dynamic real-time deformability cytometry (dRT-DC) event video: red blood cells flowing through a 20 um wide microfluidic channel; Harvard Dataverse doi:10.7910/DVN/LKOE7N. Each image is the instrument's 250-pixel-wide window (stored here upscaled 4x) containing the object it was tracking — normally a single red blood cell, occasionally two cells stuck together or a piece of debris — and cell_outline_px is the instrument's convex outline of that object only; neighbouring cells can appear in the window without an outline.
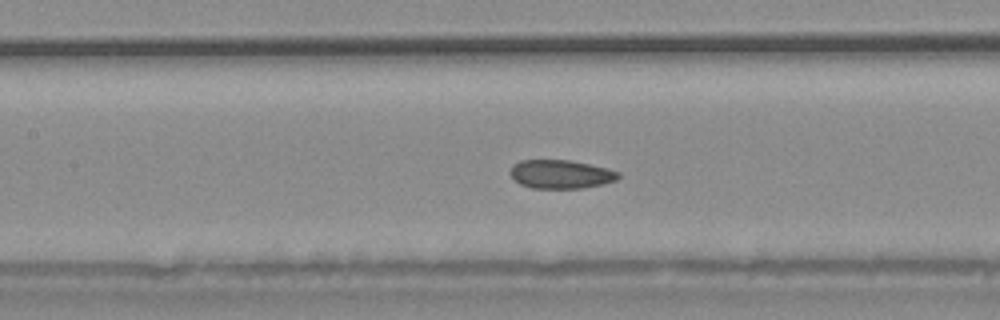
{"species": "common noctule bat (a hibernating species)", "species_latin": "Nyctalus noctula", "temperature_condition": "warm", "stored_images_in_passage": 40, "camera_frame_rate_fps": 3000, "um_per_image_px": 0.085, "animal": {"sex": "male", "body_mass_g": 20.4}, "frame": {"image": 1, "passage_image": 18, "time_ms": 5.667, "image_size_px": [1000, 320], "cell_outline_px": [[620, 176], [616, 180], [604, 184], [584, 188], [532, 188], [520, 184], [508, 172], [512, 164], [520, 160], [568, 160], [608, 168], [620, 172]], "centroid_in_image_um": [47.66, 14.8], "position_along_channel_um": 159.7, "area_um2": 18.15}}